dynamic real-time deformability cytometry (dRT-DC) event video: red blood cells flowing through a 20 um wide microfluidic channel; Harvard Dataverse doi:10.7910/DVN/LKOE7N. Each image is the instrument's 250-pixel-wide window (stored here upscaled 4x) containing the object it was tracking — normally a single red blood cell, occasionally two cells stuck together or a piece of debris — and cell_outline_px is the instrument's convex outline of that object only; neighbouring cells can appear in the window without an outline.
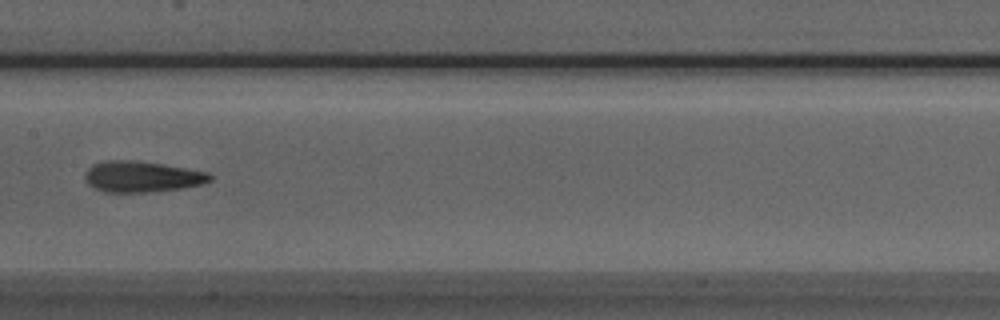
{"species": "Egyptian fruit bat (a non-hibernating species)", "species_latin": "Rousettus aegyptiacus", "temperature_condition": "room temperature", "stored_images_in_passage": 4, "camera_frame_rate_fps": 3000, "um_per_image_px": 0.085, "animal": {"sex": "male"}, "frame": {"image": 1, "passage_image": 4, "time_ms": 1.0, "image_size_px": [1000, 320], "cell_outline_px": [[212, 180], [204, 184], [184, 188], [148, 192], [104, 192], [88, 184], [84, 176], [84, 172], [92, 164], [104, 160], [136, 160], [164, 164], [208, 172], [212, 176]], "centroid_in_image_um": [12.07, 15.01], "position_along_channel_um": 195.3, "area_um2": 22.83}}